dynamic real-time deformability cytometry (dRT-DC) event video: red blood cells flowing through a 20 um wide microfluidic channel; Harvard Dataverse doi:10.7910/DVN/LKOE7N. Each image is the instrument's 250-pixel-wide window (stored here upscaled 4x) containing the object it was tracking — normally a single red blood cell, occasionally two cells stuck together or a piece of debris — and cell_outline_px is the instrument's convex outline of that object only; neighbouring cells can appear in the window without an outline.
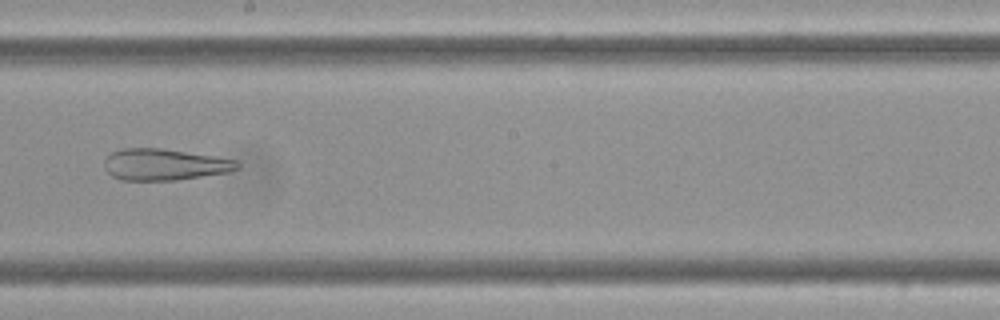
{"species": "Egyptian fruit bat (a non-hibernating species)", "species_latin": "Rousettus aegyptiacus", "temperature_condition": "cold", "stored_images_in_passage": 42, "camera_frame_rate_fps": 3000, "um_per_image_px": 0.085, "frame": {"image": 1, "passage_image": 17, "time_ms": 5.333, "image_size_px": [1000, 320], "cell_outline_px": [[240, 168], [228, 172], [176, 180], [120, 180], [112, 176], [104, 168], [104, 160], [112, 152], [120, 148], [160, 148], [212, 156], [236, 160], [240, 164]], "centroid_in_image_um": [13.95, 13.99], "position_along_channel_um": 234.3, "area_um2": 24.28}}
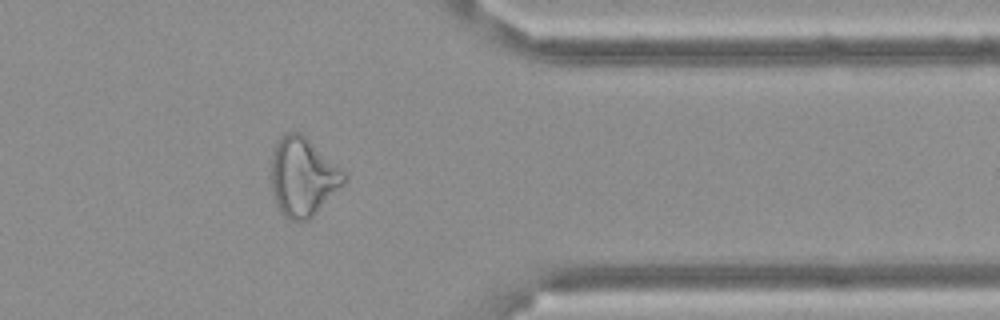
{"frame": {"image": 2, "passage_image": 31, "time_ms": 10.0, "image_size_px": [1000, 320], "cell_outline_px": [[348, 176], [312, 216], [308, 220], [292, 220], [284, 216], [276, 204], [272, 192], [268, 176], [272, 152], [280, 136], [284, 132], [300, 132], [340, 168]], "centroid_in_image_um": [25.64, 15.0], "position_along_channel_um": 385.8, "area_um2": 33.0}}
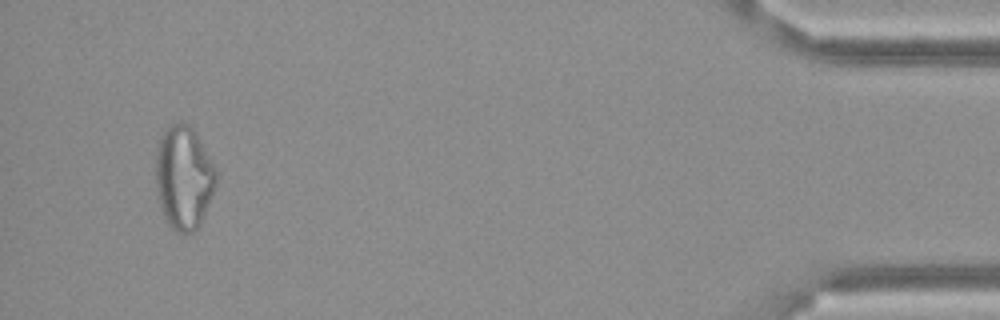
{"frame": {"image": 3, "passage_image": 39, "time_ms": 12.667, "image_size_px": [1000, 320], "cell_outline_px": [[216, 180], [212, 192], [200, 224], [196, 232], [176, 232], [168, 224], [164, 216], [160, 204], [156, 188], [156, 148], [160, 136], [172, 124], [180, 120], [188, 124], [192, 128], [216, 168]], "centroid_in_image_um": [15.59, 15.08], "position_along_channel_um": 419.6, "area_um2": 36.01}}